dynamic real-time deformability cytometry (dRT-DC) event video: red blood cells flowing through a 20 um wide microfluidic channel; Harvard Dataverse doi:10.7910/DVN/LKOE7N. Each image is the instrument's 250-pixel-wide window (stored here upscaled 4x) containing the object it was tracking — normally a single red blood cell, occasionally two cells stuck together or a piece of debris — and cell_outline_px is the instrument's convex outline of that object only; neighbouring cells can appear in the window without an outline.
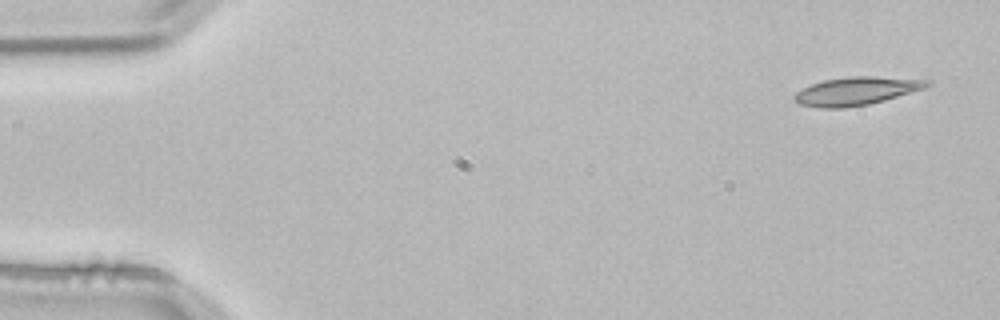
{"species": "common noctule bat (a hibernating species)", "species_latin": "Nyctalus noctula", "temperature_condition": "room temperature", "stored_images_in_passage": 2, "camera_frame_rate_fps": 3000, "um_per_image_px": 0.085, "animal": {"sex": "male", "body_mass_g": 21.5, "forearm_length_mm": 52.0}, "frame": {"image": 1, "passage_image": 2, "time_ms": 0.333, "image_size_px": [1000, 320], "cell_outline_px": [[932, 84], [924, 88], [884, 100], [868, 104], [844, 108], [820, 108], [800, 104], [792, 100], [792, 96], [796, 92], [812, 84], [824, 80], [848, 76], [872, 76], [932, 80]], "centroid_in_image_um": [72.77, 7.73], "position_along_channel_um": 12.2, "area_um2": 21.73}}